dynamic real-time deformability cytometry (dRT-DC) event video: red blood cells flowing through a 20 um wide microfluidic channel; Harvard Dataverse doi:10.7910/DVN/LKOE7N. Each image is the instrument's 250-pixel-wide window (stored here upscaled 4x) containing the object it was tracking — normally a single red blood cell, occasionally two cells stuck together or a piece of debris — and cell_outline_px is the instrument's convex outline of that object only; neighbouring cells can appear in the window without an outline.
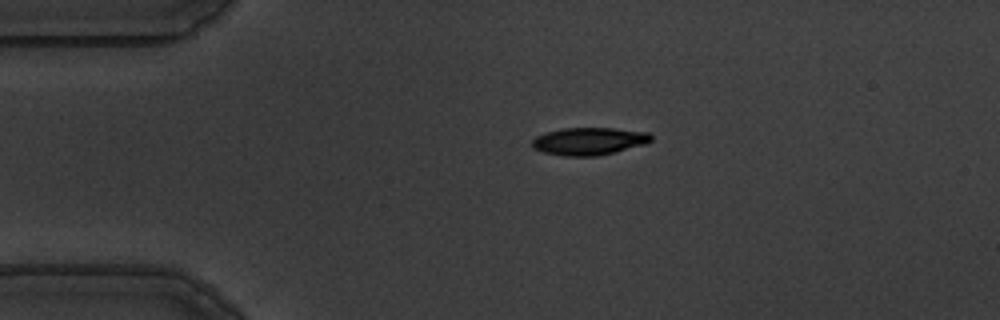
{"species": "common noctule bat (a hibernating species)", "species_latin": "Nyctalus noctula", "temperature_condition": "warm", "stored_images_in_passage": 39, "camera_frame_rate_fps": 3000, "um_per_image_px": 0.085, "animal": {"sex": "male", "body_mass_g": 19.5, "forearm_length_mm": 54.6}, "frame": {"image": 1, "passage_image": 1, "time_ms": 0.0, "image_size_px": [1000, 320], "cell_outline_px": [[652, 140], [644, 144], [616, 152], [596, 156], [564, 156], [544, 152], [532, 148], [532, 140], [536, 136], [544, 132], [564, 128], [612, 128], [648, 132], [652, 136]], "centroid_in_image_um": [50.05, 12.0], "position_along_channel_um": 35.0, "area_um2": 19.13}}
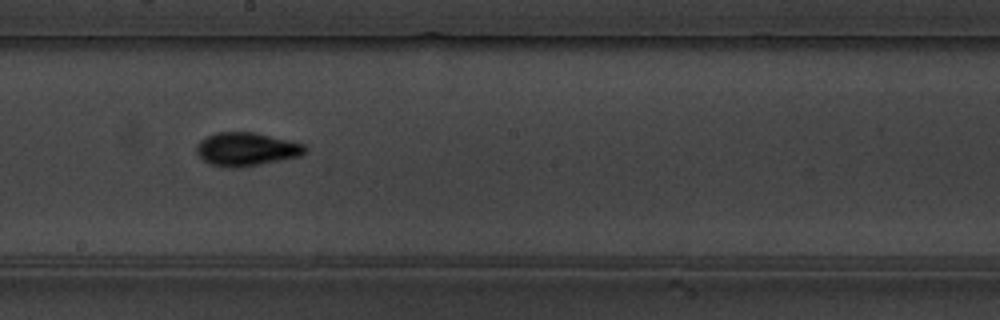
{"frame": {"image": 2, "passage_image": 20, "time_ms": 6.333, "image_size_px": [1000, 320], "cell_outline_px": [[308, 152], [300, 156], [260, 164], [236, 168], [212, 164], [204, 160], [196, 152], [196, 144], [200, 140], [216, 132], [252, 132], [308, 144]], "centroid_in_image_um": [21.0, 12.67], "position_along_channel_um": 227.2, "area_um2": 21.1}}
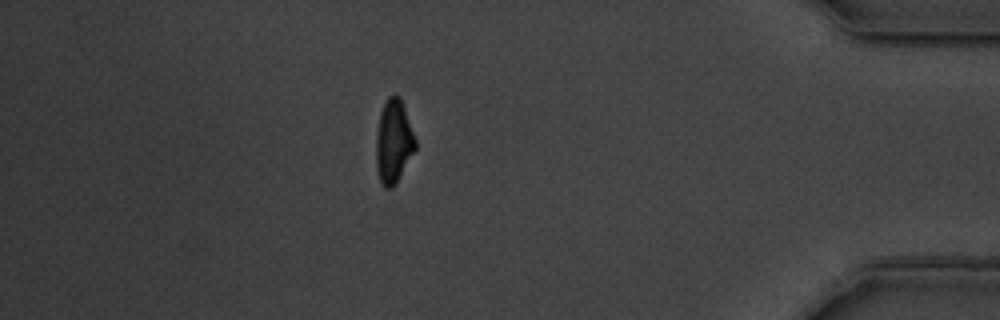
{"frame": {"image": 3, "passage_image": 38, "time_ms": 12.333, "image_size_px": [1000, 320], "cell_outline_px": [[416, 148], [396, 184], [392, 188], [384, 188], [380, 180], [376, 168], [376, 132], [380, 112], [388, 96], [396, 92], [400, 96], [416, 140]], "centroid_in_image_um": [33.44, 12.02], "position_along_channel_um": 401.8, "area_um2": 19.25}, "authors_computed_cell_mechanics": {"area_um2": 19.363, "velocity_mm_per_s": 3.6111, "shape_relaxation_time_tau1_ms": 3.4641, "shape_relaxation_time_tau2_ms": 4.8073, "deformation_change_tau1": 0.179, "deformation_change_tau2": 0.0846}}